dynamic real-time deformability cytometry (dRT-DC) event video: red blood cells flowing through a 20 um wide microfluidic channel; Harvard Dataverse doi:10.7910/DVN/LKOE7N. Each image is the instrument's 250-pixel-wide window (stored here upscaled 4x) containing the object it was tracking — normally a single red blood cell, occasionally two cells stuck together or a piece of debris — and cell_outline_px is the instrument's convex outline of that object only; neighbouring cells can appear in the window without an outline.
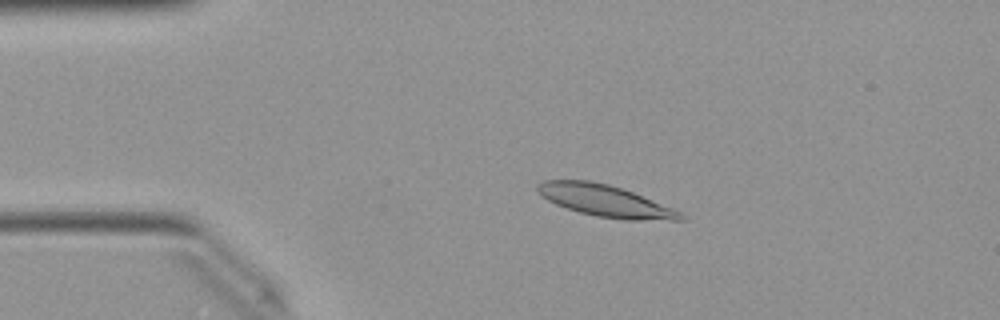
{"species": "Egyptian fruit bat (a non-hibernating species)", "species_latin": "Rousettus aegyptiacus", "temperature_condition": "warm", "stored_images_in_passage": 51, "camera_frame_rate_fps": 3000, "um_per_image_px": 0.085, "animal": {"sex": "female"}, "frame": {"image": 1, "passage_image": 10, "time_ms": 3.0, "image_size_px": [1000, 320], "cell_outline_px": [[688, 220], [624, 220], [596, 216], [580, 212], [556, 204], [540, 196], [536, 188], [536, 184], [544, 180], [588, 180], [608, 184], [632, 192], [672, 208], [688, 216]], "centroid_in_image_um": [51.45, 17.07], "position_along_channel_um": 33.6, "area_um2": 26.36}}
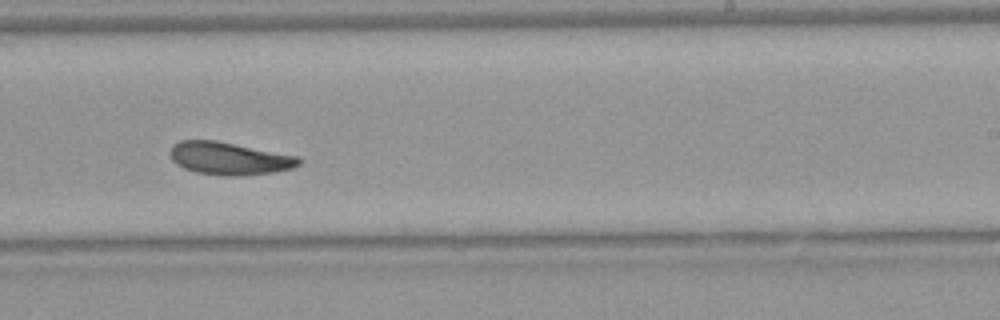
{"frame": {"image": 2, "passage_image": 31, "time_ms": 10.0, "image_size_px": [1000, 320], "cell_outline_px": [[304, 160], [300, 164], [292, 168], [272, 172], [236, 176], [228, 176], [196, 172], [184, 168], [176, 164], [172, 160], [168, 152], [172, 144], [180, 140], [216, 140], [300, 156]], "centroid_in_image_um": [19.48, 13.45], "position_along_channel_um": 269.5, "area_um2": 24.74}}
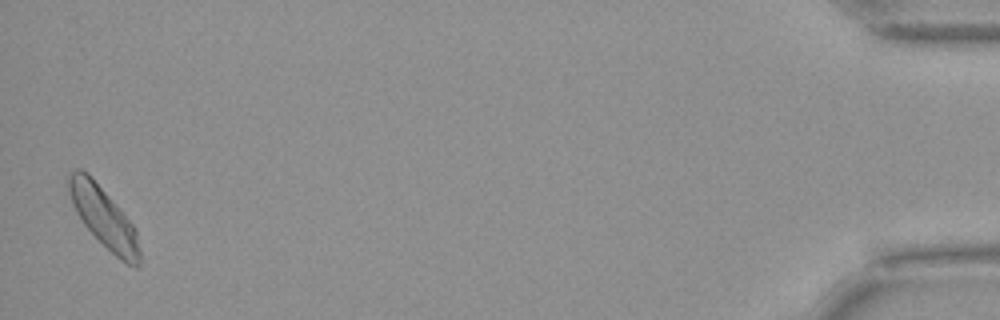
{"frame": {"image": 3, "passage_image": 50, "time_ms": 16.333, "image_size_px": [1000, 320], "cell_outline_px": [[140, 264], [136, 268], [132, 268], [120, 260], [84, 224], [76, 212], [72, 204], [68, 188], [68, 176], [76, 168], [80, 168], [88, 172], [136, 228], [140, 248]], "centroid_in_image_um": [8.84, 18.49], "position_along_channel_um": 426.4, "area_um2": 24.68}, "authors_computed_cell_mechanics": {"area_um2": 24.7384, "velocity_mm_per_s": 3.9773, "shape_relaxation_time_tau1_ms": 4.9212, "shape_relaxation_time_tau2_ms": 4.7157, "deformation_change_tau1": 0.1328, "deformation_change_tau2": 0.1252}}